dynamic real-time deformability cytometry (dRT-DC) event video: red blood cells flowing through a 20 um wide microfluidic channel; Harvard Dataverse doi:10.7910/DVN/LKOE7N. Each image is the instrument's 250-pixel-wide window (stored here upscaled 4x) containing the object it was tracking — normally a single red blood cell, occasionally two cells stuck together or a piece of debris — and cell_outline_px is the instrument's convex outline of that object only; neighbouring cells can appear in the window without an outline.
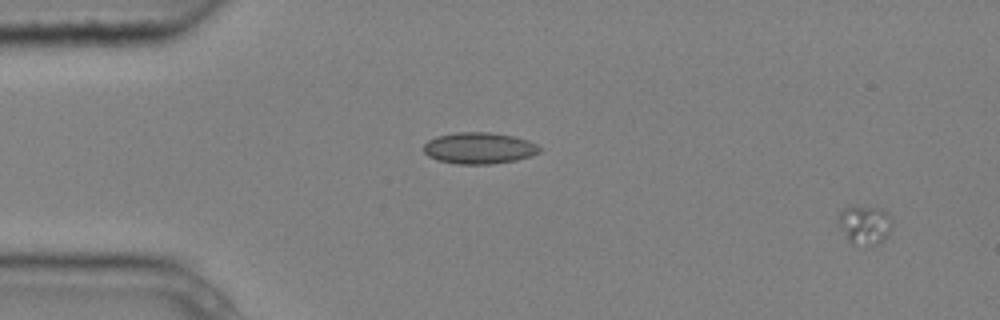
{"species": "common noctule bat (a hibernating species)", "species_latin": "Nyctalus noctula", "temperature_condition": "cold", "stored_images_in_passage": 5, "camera_frame_rate_fps": 3000, "um_per_image_px": 0.085, "animal": {"sex": "male", "body_mass_g": 20.4}, "frame": {"image": 1, "passage_image": 1, "time_ms": 0.0, "image_size_px": [1000, 320], "cell_outline_px": [[892, 224], [888, 236], [880, 244], [872, 244], [848, 240], [836, 224], [840, 212], [848, 204], [876, 208], [888, 212], [892, 220]], "centroid_in_image_um": [73.49, 19.05], "position_along_channel_um": 11.5, "area_um2": 12.25}}